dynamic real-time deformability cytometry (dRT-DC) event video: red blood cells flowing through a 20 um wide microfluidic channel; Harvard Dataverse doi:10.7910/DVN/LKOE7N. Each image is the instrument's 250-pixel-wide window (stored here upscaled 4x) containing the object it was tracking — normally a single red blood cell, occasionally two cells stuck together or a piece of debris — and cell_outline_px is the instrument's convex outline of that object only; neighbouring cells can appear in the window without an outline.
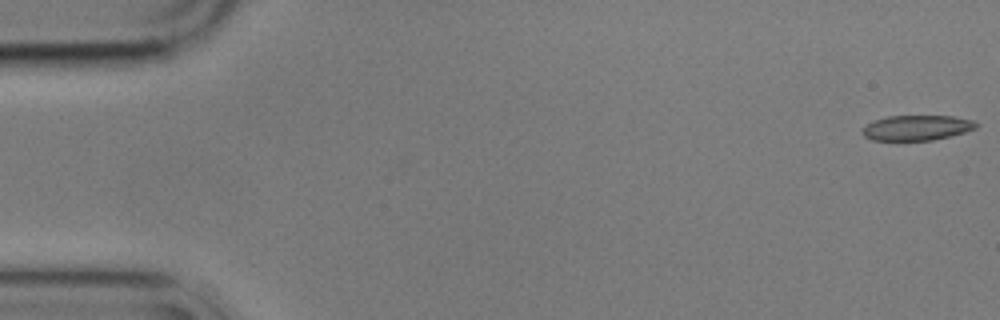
{"species": "common noctule bat (a hibernating species)", "species_latin": "Nyctalus noctula", "temperature_condition": "cold", "stored_images_in_passage": 50, "camera_frame_rate_fps": 3000, "um_per_image_px": 0.085, "animal": {"sex": "male", "body_mass_g": 17.9}, "frame": {"image": 1, "passage_image": 1, "time_ms": 0.0, "image_size_px": [1000, 320], "cell_outline_px": [[980, 124], [976, 128], [964, 132], [932, 140], [872, 140], [864, 136], [860, 132], [872, 120], [888, 116], [952, 116], [972, 120]], "centroid_in_image_um": [77.91, 10.85], "position_along_channel_um": 7.1, "area_um2": 16.59}}
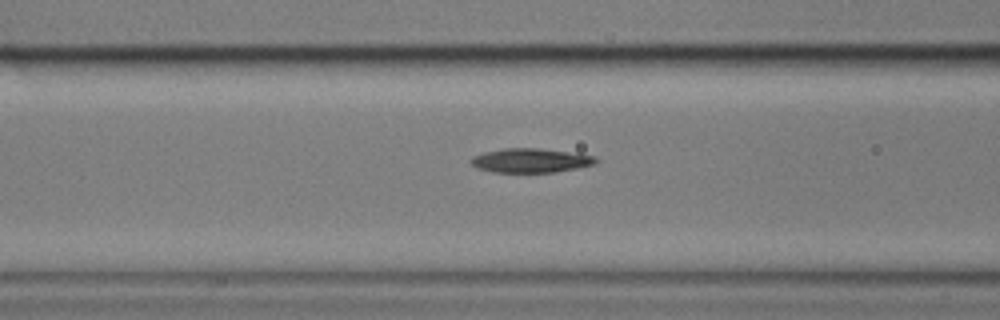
{"frame": {"image": 2, "passage_image": 22, "time_ms": 7.0, "image_size_px": [1000, 320], "cell_outline_px": [[600, 160], [596, 164], [556, 172], [492, 172], [476, 168], [468, 160], [472, 156], [484, 152], [504, 148], [540, 148], [596, 156]], "centroid_in_image_um": [45.09, 13.64], "position_along_channel_um": 121.5, "area_um2": 17.74}}
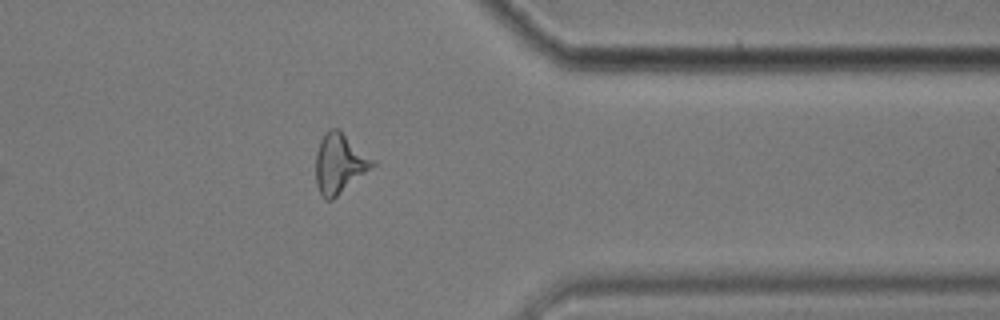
{"frame": {"image": 3, "passage_image": 45, "time_ms": 14.667, "image_size_px": [1000, 320], "cell_outline_px": [[376, 164], [332, 200], [324, 200], [320, 196], [316, 184], [316, 152], [320, 140], [328, 128], [340, 128], [376, 160]], "centroid_in_image_um": [28.86, 13.87], "position_along_channel_um": 382.5, "area_um2": 20.11}, "authors_computed_cell_mechanics": {"area_um2": 17.918, "velocity_mm_per_s": 3.5514, "shape_relaxation_time_tau1_ms": 9.2259, "shape_relaxation_time_tau2_ms": 6.9166, "deformation_change_tau1": 0.1643, "deformation_change_tau2": 0.2099}}